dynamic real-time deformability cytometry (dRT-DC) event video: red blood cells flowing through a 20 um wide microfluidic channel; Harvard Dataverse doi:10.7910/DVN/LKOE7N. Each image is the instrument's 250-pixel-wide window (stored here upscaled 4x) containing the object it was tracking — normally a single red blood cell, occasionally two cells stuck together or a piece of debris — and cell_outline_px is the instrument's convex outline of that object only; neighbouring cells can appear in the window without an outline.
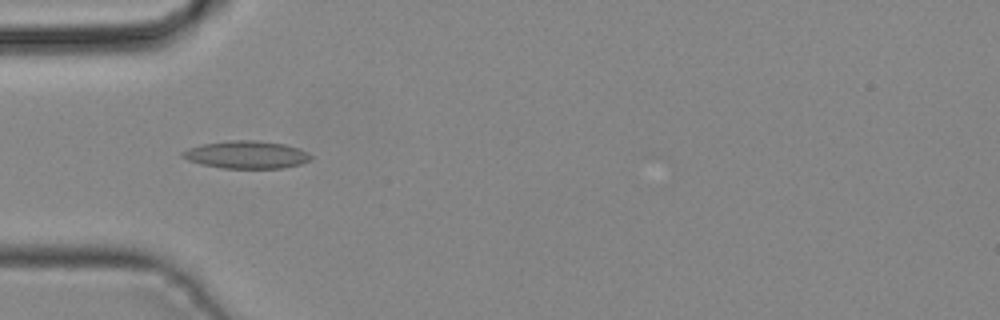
{"species": "common noctule bat (a hibernating species)", "species_latin": "Nyctalus noctula", "temperature_condition": "cold", "stored_images_in_passage": 23, "camera_frame_rate_fps": 3000, "um_per_image_px": 0.085, "animal": {"sex": "male", "body_mass_g": 19.2, "forearm_length_mm": 51.8}, "frame": {"image": 1, "passage_image": 13, "time_ms": 4.0, "image_size_px": [1000, 320], "cell_outline_px": [[312, 156], [308, 160], [300, 164], [284, 168], [224, 168], [200, 164], [188, 160], [180, 156], [180, 152], [188, 148], [204, 144], [228, 140], [256, 140], [284, 144], [300, 148], [308, 152]], "centroid_in_image_um": [20.93, 13.14], "position_along_channel_um": 64.1, "area_um2": 20.69}}
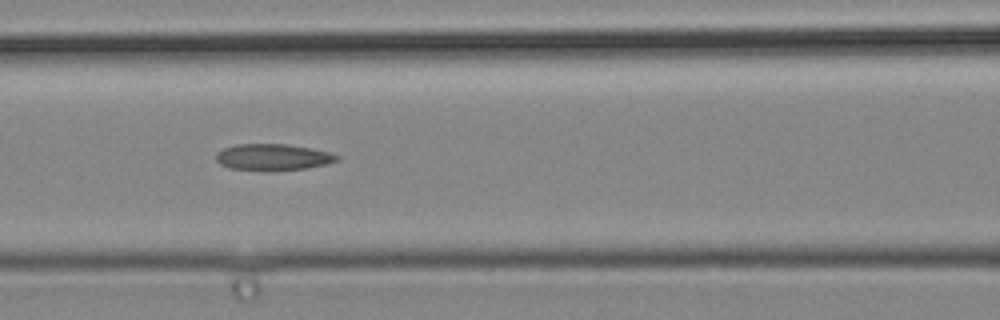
{"frame": {"image": 2, "passage_image": 18, "time_ms": 5.667, "image_size_px": [1000, 320], "cell_outline_px": [[340, 160], [328, 164], [308, 168], [272, 172], [268, 172], [228, 168], [220, 164], [216, 160], [216, 152], [224, 148], [236, 144], [288, 144], [328, 152], [340, 156]], "centroid_in_image_um": [23.19, 13.38], "position_along_channel_um": 143.4, "area_um2": 19.07}}
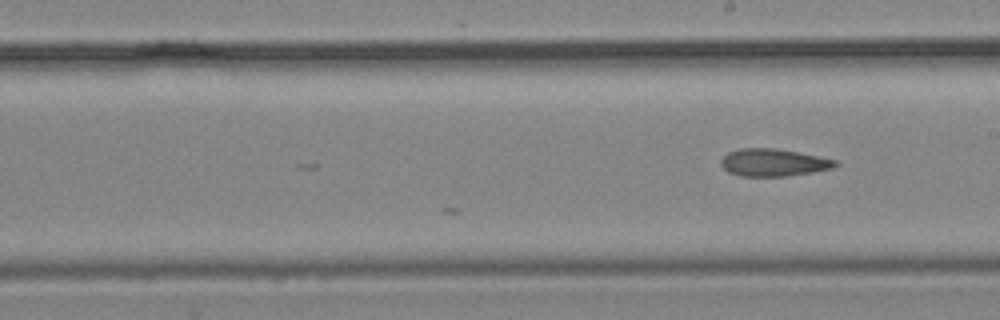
{"frame": {"image": 3, "passage_image": 23, "time_ms": 7.333, "image_size_px": [1000, 320], "cell_outline_px": [[840, 164], [832, 168], [812, 172], [788, 176], [740, 176], [728, 172], [720, 164], [720, 160], [728, 152], [740, 148], [772, 148], [796, 152], [836, 160]], "centroid_in_image_um": [65.71, 13.82], "position_along_channel_um": 223.3, "area_um2": 18.15}}